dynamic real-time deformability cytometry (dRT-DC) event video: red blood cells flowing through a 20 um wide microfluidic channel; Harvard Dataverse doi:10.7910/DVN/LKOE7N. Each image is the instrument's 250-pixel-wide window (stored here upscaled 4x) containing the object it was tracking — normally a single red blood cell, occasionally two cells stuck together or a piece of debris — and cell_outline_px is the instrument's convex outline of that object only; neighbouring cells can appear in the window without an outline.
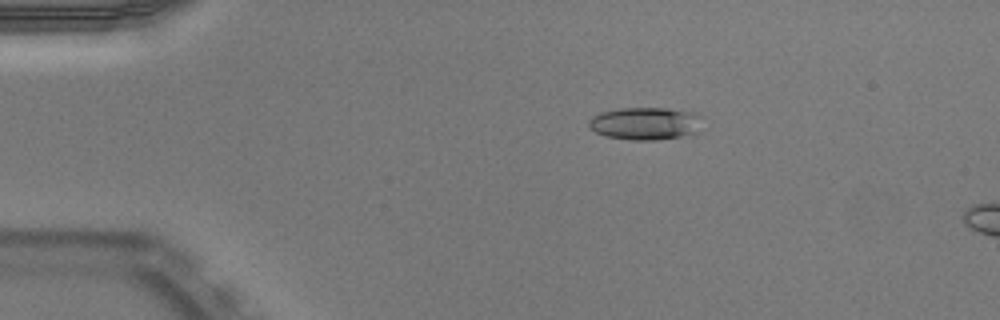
{"species": "Egyptian fruit bat (a non-hibernating species)", "species_latin": "Rousettus aegyptiacus", "temperature_condition": "warm", "stored_images_in_passage": 7, "camera_frame_rate_fps": 3000, "um_per_image_px": 0.085, "animal": {"sex": "male"}, "frame": {"image": 1, "passage_image": 2, "time_ms": 0.333, "image_size_px": [1000, 320], "cell_outline_px": [[704, 116], [696, 132], [680, 136], [656, 140], [632, 140], [608, 136], [596, 132], [588, 124], [588, 120], [592, 116], [600, 112], [620, 108], [664, 108], [696, 112]], "centroid_in_image_um": [54.87, 10.48], "position_along_channel_um": 30.1, "area_um2": 21.56}}